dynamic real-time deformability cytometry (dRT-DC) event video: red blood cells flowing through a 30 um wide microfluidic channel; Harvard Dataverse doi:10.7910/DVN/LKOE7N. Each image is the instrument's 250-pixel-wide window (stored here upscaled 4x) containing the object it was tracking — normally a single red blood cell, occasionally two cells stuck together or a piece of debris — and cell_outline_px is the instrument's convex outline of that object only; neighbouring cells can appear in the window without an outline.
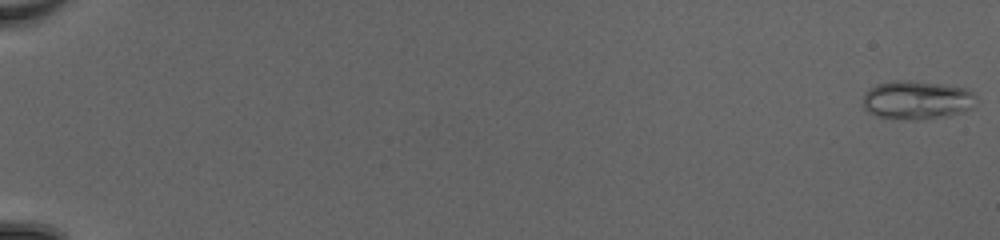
{"species": "common noctule bat (a hibernating species)", "species_latin": "Nyctalus noctula", "temperature_condition": "cold", "stored_images_in_passage": 52, "camera_frame_rate_fps": 3000, "um_per_image_px": 0.085, "animal": {"sex": "female", "body_mass_g": 20.0, "forearm_length_mm": 54.0}, "frame": {"image": 1, "passage_image": 1, "time_ms": 0.0, "image_size_px": [1000, 240], "cell_outline_px": [[976, 104], [972, 108], [964, 112], [948, 116], [916, 120], [908, 120], [876, 116], [868, 112], [864, 108], [864, 92], [868, 88], [876, 84], [892, 80], [912, 80], [968, 88], [976, 96]], "centroid_in_image_um": [77.94, 8.5], "position_along_channel_um": 7.1, "area_um2": 25.95}}
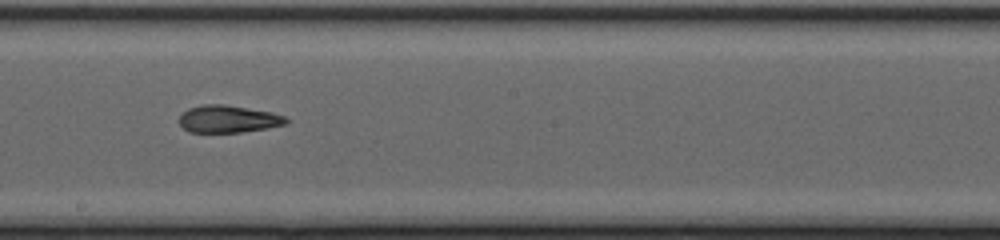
{"frame": {"image": 2, "passage_image": 32, "time_ms": 10.333, "image_size_px": [1000, 240], "cell_outline_px": [[288, 124], [268, 128], [240, 132], [188, 132], [180, 124], [180, 116], [188, 108], [200, 104], [224, 104], [272, 112], [284, 116], [288, 120]], "centroid_in_image_um": [19.41, 10.11], "position_along_channel_um": 228.8, "area_um2": 17.05}}
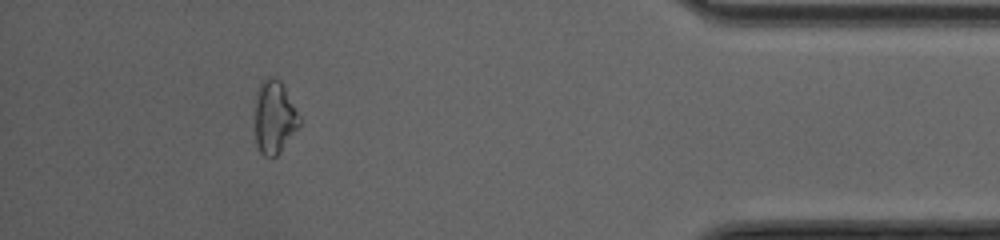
{"frame": {"image": 3, "passage_image": 48, "time_ms": 15.667, "image_size_px": [1000, 240], "cell_outline_px": [[300, 124], [280, 152], [272, 160], [268, 160], [260, 152], [256, 144], [256, 92], [260, 84], [268, 76], [272, 76], [280, 80], [300, 116]], "centroid_in_image_um": [23.31, 10.0], "position_along_channel_um": 411.9, "area_um2": 18.84}, "authors_computed_cell_mechanics": {"area_um2": 18.8139, "velocity_mm_per_s": 4.1997, "shape_relaxation_time_tau1_ms": null, "shape_relaxation_time_tau2_ms": 3.6342, "deformation_change_tau1": null, "deformation_change_tau2": 0.1143}}